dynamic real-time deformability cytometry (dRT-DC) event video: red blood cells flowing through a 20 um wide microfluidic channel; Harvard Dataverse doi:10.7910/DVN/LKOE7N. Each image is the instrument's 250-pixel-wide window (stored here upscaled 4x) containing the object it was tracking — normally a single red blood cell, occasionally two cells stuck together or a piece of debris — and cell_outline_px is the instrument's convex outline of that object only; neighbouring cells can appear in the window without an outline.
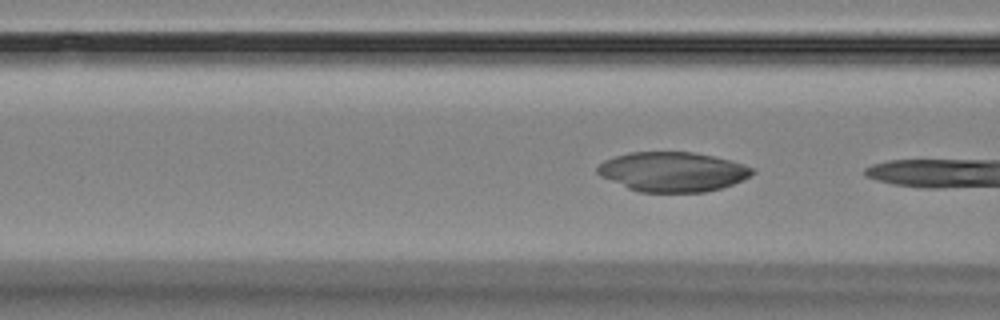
{"species": "Egyptian fruit bat (a non-hibernating species)", "species_latin": "Rousettus aegyptiacus", "temperature_condition": "room temperature", "stored_images_in_passage": 8, "camera_frame_rate_fps": 3000, "um_per_image_px": 0.085, "animal": {"sex": "female"}, "frame": {"image": 1, "passage_image": 8, "time_ms": 10.0, "image_size_px": [1000, 320], "cell_outline_px": [[756, 172], [732, 184], [720, 188], [704, 192], [640, 192], [628, 188], [600, 176], [596, 172], [596, 168], [604, 160], [616, 156], [632, 152], [692, 152], [732, 160], [756, 168]], "centroid_in_image_um": [57.18, 14.6], "position_along_channel_um": 109.4, "area_um2": 35.66}}